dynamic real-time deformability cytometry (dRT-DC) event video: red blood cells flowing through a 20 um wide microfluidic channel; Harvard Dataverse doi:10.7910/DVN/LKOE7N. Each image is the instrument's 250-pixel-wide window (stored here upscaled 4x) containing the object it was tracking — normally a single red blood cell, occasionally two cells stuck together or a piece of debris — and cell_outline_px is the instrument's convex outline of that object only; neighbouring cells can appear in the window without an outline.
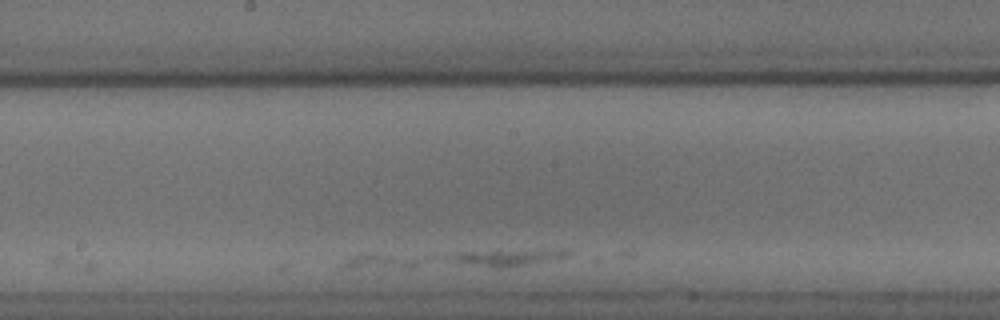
{"species": "common noctule bat (a hibernating species)", "species_latin": "Nyctalus noctula", "temperature_condition": "cold", "stored_images_in_passage": 15, "camera_frame_rate_fps": 3000, "um_per_image_px": 0.085, "animal": {"sex": "male", "body_mass_g": 18.8}, "frame": {"image": 1, "passage_image": 14, "time_ms": 4.333, "image_size_px": [1000, 320], "cell_outline_px": [[572, 252], [568, 256], [504, 268], [496, 268], [344, 264], [344, 260], [352, 256], [368, 252], [496, 248], [572, 248]], "centroid_in_image_um": [39.17, 21.88], "position_along_channel_um": 209.0, "area_um2": 24.45}}